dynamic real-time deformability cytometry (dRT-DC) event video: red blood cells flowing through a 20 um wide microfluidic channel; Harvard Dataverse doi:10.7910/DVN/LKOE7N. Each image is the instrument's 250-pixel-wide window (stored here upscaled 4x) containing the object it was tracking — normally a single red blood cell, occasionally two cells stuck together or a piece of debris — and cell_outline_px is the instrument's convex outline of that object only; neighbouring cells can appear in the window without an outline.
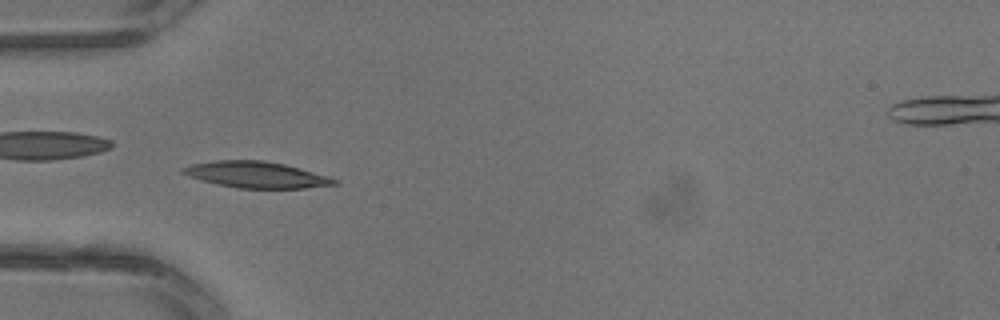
{"species": "common noctule bat (a hibernating species)", "species_latin": "Nyctalus noctula", "temperature_condition": "warm", "stored_images_in_passage": 3, "camera_frame_rate_fps": 3000, "um_per_image_px": 0.085, "animal": {"sex": "male", "body_mass_g": 13.3}, "frame": {"image": 1, "passage_image": 3, "time_ms": 0.667, "image_size_px": [1000, 320], "cell_outline_px": [[340, 184], [304, 188], [236, 188], [188, 176], [180, 172], [180, 168], [192, 164], [216, 160], [264, 160], [284, 164], [300, 168], [328, 176], [340, 180]], "centroid_in_image_um": [21.82, 14.84], "position_along_channel_um": 63.2, "area_um2": 23.12}}